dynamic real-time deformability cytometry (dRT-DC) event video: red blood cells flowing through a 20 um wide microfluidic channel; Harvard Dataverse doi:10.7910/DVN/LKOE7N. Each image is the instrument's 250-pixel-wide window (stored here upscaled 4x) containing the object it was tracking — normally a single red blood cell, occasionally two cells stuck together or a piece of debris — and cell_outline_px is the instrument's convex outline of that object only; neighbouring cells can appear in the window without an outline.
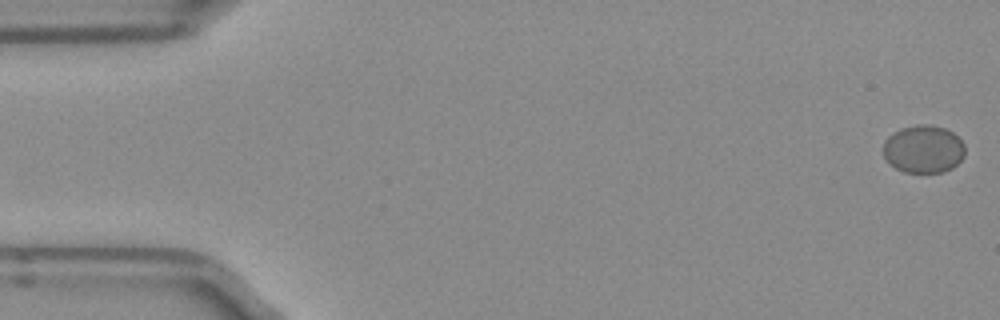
{"species": "Egyptian fruit bat (a non-hibernating species)", "species_latin": "Rousettus aegyptiacus", "temperature_condition": "room temperature", "stored_images_in_passage": 6, "camera_frame_rate_fps": 3000, "um_per_image_px": 0.085, "frame": {"image": 1, "passage_image": 1, "time_ms": 0.0, "image_size_px": [1000, 320], "cell_outline_px": [[964, 156], [952, 168], [944, 172], [904, 172], [888, 164], [884, 156], [884, 140], [888, 136], [900, 128], [916, 124], [928, 124], [944, 128], [952, 132], [964, 144]], "centroid_in_image_um": [78.47, 12.67], "position_along_channel_um": 6.5, "area_um2": 22.83}}